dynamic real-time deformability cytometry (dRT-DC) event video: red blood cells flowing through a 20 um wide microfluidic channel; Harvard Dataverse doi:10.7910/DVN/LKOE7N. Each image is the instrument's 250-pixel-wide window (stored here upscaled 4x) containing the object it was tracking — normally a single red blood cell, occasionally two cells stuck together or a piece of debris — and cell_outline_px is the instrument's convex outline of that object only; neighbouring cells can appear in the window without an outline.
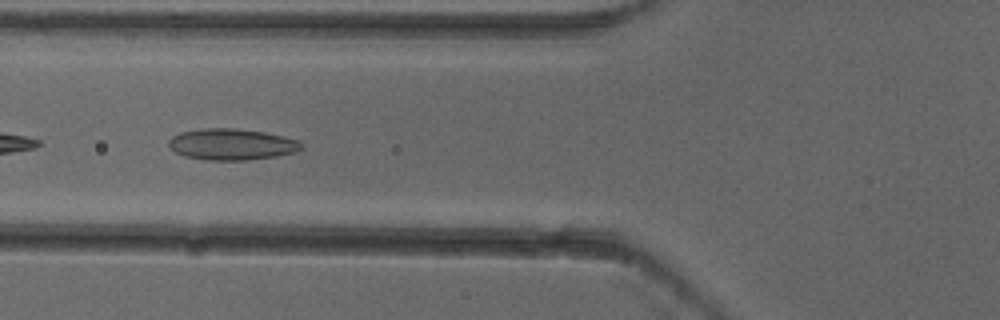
{"species": "common noctule bat (a hibernating species)", "species_latin": "Nyctalus noctula", "temperature_condition": "cold", "stored_images_in_passage": 8, "camera_frame_rate_fps": 3000, "um_per_image_px": 0.085, "animal": {"sex": "female"}, "frame": {"image": 1, "passage_image": 6, "time_ms": 1.667, "image_size_px": [1000, 320], "cell_outline_px": [[304, 148], [296, 152], [276, 156], [248, 160], [208, 160], [184, 156], [176, 152], [168, 144], [168, 140], [172, 136], [180, 132], [204, 128], [232, 128], [264, 132], [284, 136], [300, 140], [304, 144]], "centroid_in_image_um": [19.74, 12.27], "position_along_channel_um": 106.1, "area_um2": 24.33}}
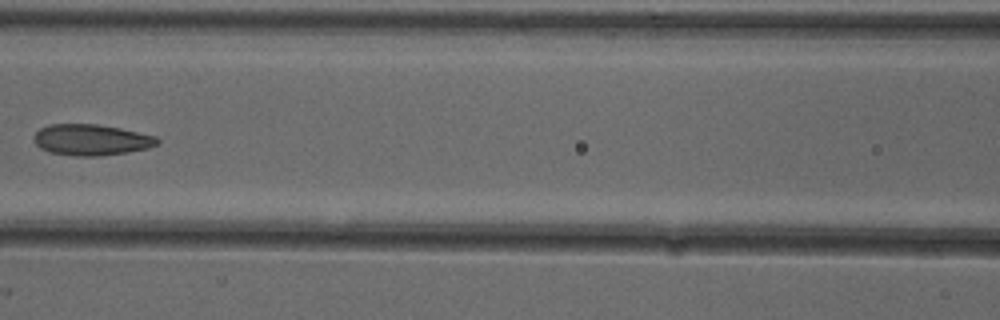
{"frame": {"image": 2, "passage_image": 7, "time_ms": 2.0, "image_size_px": [1000, 320], "cell_outline_px": [[160, 144], [148, 148], [100, 156], [76, 156], [52, 152], [40, 148], [36, 144], [36, 132], [40, 128], [48, 124], [96, 124], [120, 128], [156, 136], [160, 140]], "centroid_in_image_um": [7.79, 11.88], "position_along_channel_um": 158.8, "area_um2": 22.14}}
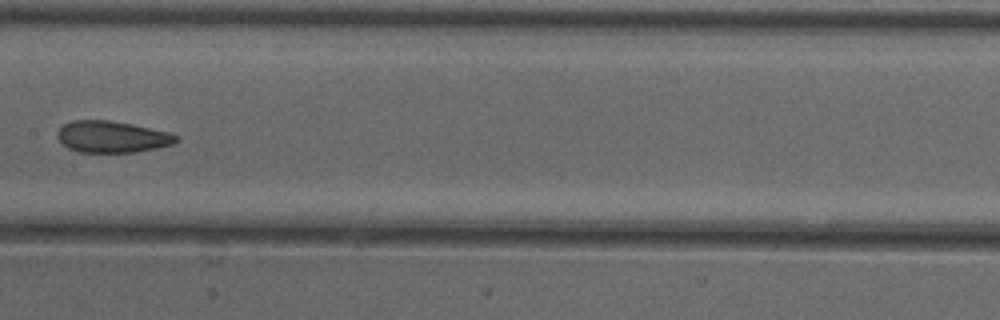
{"frame": {"image": 3, "passage_image": 8, "time_ms": 2.333, "image_size_px": [1000, 320], "cell_outline_px": [[180, 140], [172, 144], [156, 148], [136, 152], [80, 152], [68, 148], [56, 136], [56, 132], [64, 124], [72, 120], [108, 120], [132, 124], [168, 132], [176, 136]], "centroid_in_image_um": [9.5, 11.62], "position_along_channel_um": 197.9, "area_um2": 21.73}}